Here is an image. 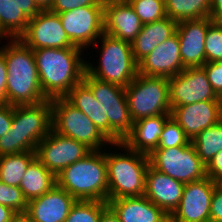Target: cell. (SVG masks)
<instances>
[{"mask_svg": "<svg viewBox=\"0 0 222 222\" xmlns=\"http://www.w3.org/2000/svg\"><path fill=\"white\" fill-rule=\"evenodd\" d=\"M84 51L82 48L33 50L40 86L48 99L65 97L75 85L83 81L88 56L83 57Z\"/></svg>", "mask_w": 222, "mask_h": 222, "instance_id": "obj_1", "label": "cell"}, {"mask_svg": "<svg viewBox=\"0 0 222 222\" xmlns=\"http://www.w3.org/2000/svg\"><path fill=\"white\" fill-rule=\"evenodd\" d=\"M0 45L7 67V103L16 106L48 100L40 86L33 50L19 38L9 39L4 46Z\"/></svg>", "mask_w": 222, "mask_h": 222, "instance_id": "obj_2", "label": "cell"}, {"mask_svg": "<svg viewBox=\"0 0 222 222\" xmlns=\"http://www.w3.org/2000/svg\"><path fill=\"white\" fill-rule=\"evenodd\" d=\"M112 147L114 151L111 150ZM114 147L123 153L118 152ZM109 148L104 149L108 201L123 197L144 196L145 176L150 165L149 156L130 149L124 142L111 143Z\"/></svg>", "mask_w": 222, "mask_h": 222, "instance_id": "obj_3", "label": "cell"}, {"mask_svg": "<svg viewBox=\"0 0 222 222\" xmlns=\"http://www.w3.org/2000/svg\"><path fill=\"white\" fill-rule=\"evenodd\" d=\"M52 130L51 99L37 104L13 106L9 131L0 137V156L35 151Z\"/></svg>", "mask_w": 222, "mask_h": 222, "instance_id": "obj_4", "label": "cell"}, {"mask_svg": "<svg viewBox=\"0 0 222 222\" xmlns=\"http://www.w3.org/2000/svg\"><path fill=\"white\" fill-rule=\"evenodd\" d=\"M57 185L76 200L108 201L105 152L91 151L67 166L57 177Z\"/></svg>", "mask_w": 222, "mask_h": 222, "instance_id": "obj_5", "label": "cell"}, {"mask_svg": "<svg viewBox=\"0 0 222 222\" xmlns=\"http://www.w3.org/2000/svg\"><path fill=\"white\" fill-rule=\"evenodd\" d=\"M99 39L92 46L101 44L98 49L100 55L96 60L99 62L96 65L95 62H89L88 58L86 72L90 76L126 88L138 74V64L134 60L131 43L105 33Z\"/></svg>", "mask_w": 222, "mask_h": 222, "instance_id": "obj_6", "label": "cell"}, {"mask_svg": "<svg viewBox=\"0 0 222 222\" xmlns=\"http://www.w3.org/2000/svg\"><path fill=\"white\" fill-rule=\"evenodd\" d=\"M125 94L133 122L171 113L168 78L138 73L125 88Z\"/></svg>", "mask_w": 222, "mask_h": 222, "instance_id": "obj_7", "label": "cell"}, {"mask_svg": "<svg viewBox=\"0 0 222 222\" xmlns=\"http://www.w3.org/2000/svg\"><path fill=\"white\" fill-rule=\"evenodd\" d=\"M51 103L53 131L83 143L91 151L104 150L111 144L91 119L65 97L53 98Z\"/></svg>", "mask_w": 222, "mask_h": 222, "instance_id": "obj_8", "label": "cell"}, {"mask_svg": "<svg viewBox=\"0 0 222 222\" xmlns=\"http://www.w3.org/2000/svg\"><path fill=\"white\" fill-rule=\"evenodd\" d=\"M83 82L91 89L97 102L103 105L108 118V140L111 143L123 142L133 128L125 88L90 76L87 72Z\"/></svg>", "mask_w": 222, "mask_h": 222, "instance_id": "obj_9", "label": "cell"}, {"mask_svg": "<svg viewBox=\"0 0 222 222\" xmlns=\"http://www.w3.org/2000/svg\"><path fill=\"white\" fill-rule=\"evenodd\" d=\"M150 165L184 184L201 180L206 175V165L191 143L172 148H157L149 155Z\"/></svg>", "mask_w": 222, "mask_h": 222, "instance_id": "obj_10", "label": "cell"}, {"mask_svg": "<svg viewBox=\"0 0 222 222\" xmlns=\"http://www.w3.org/2000/svg\"><path fill=\"white\" fill-rule=\"evenodd\" d=\"M62 26L77 47H90L104 33V6H83L59 13Z\"/></svg>", "mask_w": 222, "mask_h": 222, "instance_id": "obj_11", "label": "cell"}, {"mask_svg": "<svg viewBox=\"0 0 222 222\" xmlns=\"http://www.w3.org/2000/svg\"><path fill=\"white\" fill-rule=\"evenodd\" d=\"M171 109L202 101H218L203 67H187L168 78Z\"/></svg>", "mask_w": 222, "mask_h": 222, "instance_id": "obj_12", "label": "cell"}, {"mask_svg": "<svg viewBox=\"0 0 222 222\" xmlns=\"http://www.w3.org/2000/svg\"><path fill=\"white\" fill-rule=\"evenodd\" d=\"M36 158L56 177L70 164L83 159L91 150L75 139L51 130L36 147Z\"/></svg>", "mask_w": 222, "mask_h": 222, "instance_id": "obj_13", "label": "cell"}, {"mask_svg": "<svg viewBox=\"0 0 222 222\" xmlns=\"http://www.w3.org/2000/svg\"><path fill=\"white\" fill-rule=\"evenodd\" d=\"M19 39L32 50L41 48H80L68 38L59 14L41 10L30 18L26 31Z\"/></svg>", "mask_w": 222, "mask_h": 222, "instance_id": "obj_14", "label": "cell"}, {"mask_svg": "<svg viewBox=\"0 0 222 222\" xmlns=\"http://www.w3.org/2000/svg\"><path fill=\"white\" fill-rule=\"evenodd\" d=\"M216 182L209 177L186 183L169 222H210L211 198Z\"/></svg>", "mask_w": 222, "mask_h": 222, "instance_id": "obj_15", "label": "cell"}, {"mask_svg": "<svg viewBox=\"0 0 222 222\" xmlns=\"http://www.w3.org/2000/svg\"><path fill=\"white\" fill-rule=\"evenodd\" d=\"M211 17L177 22L176 33L180 44L183 66L202 67L205 64V38Z\"/></svg>", "mask_w": 222, "mask_h": 222, "instance_id": "obj_16", "label": "cell"}, {"mask_svg": "<svg viewBox=\"0 0 222 222\" xmlns=\"http://www.w3.org/2000/svg\"><path fill=\"white\" fill-rule=\"evenodd\" d=\"M184 69L176 32L152 50L138 64V73L164 78H171Z\"/></svg>", "mask_w": 222, "mask_h": 222, "instance_id": "obj_17", "label": "cell"}, {"mask_svg": "<svg viewBox=\"0 0 222 222\" xmlns=\"http://www.w3.org/2000/svg\"><path fill=\"white\" fill-rule=\"evenodd\" d=\"M142 22L127 0H105L104 33L131 43L142 29Z\"/></svg>", "mask_w": 222, "mask_h": 222, "instance_id": "obj_18", "label": "cell"}, {"mask_svg": "<svg viewBox=\"0 0 222 222\" xmlns=\"http://www.w3.org/2000/svg\"><path fill=\"white\" fill-rule=\"evenodd\" d=\"M170 115L184 130L190 141L204 129L221 121L218 101H202L173 107Z\"/></svg>", "mask_w": 222, "mask_h": 222, "instance_id": "obj_19", "label": "cell"}, {"mask_svg": "<svg viewBox=\"0 0 222 222\" xmlns=\"http://www.w3.org/2000/svg\"><path fill=\"white\" fill-rule=\"evenodd\" d=\"M185 184L164 174L151 165L145 176L144 196L161 208L168 216L178 207Z\"/></svg>", "mask_w": 222, "mask_h": 222, "instance_id": "obj_20", "label": "cell"}, {"mask_svg": "<svg viewBox=\"0 0 222 222\" xmlns=\"http://www.w3.org/2000/svg\"><path fill=\"white\" fill-rule=\"evenodd\" d=\"M77 200L55 185L42 196L28 201L26 213L32 222H64Z\"/></svg>", "mask_w": 222, "mask_h": 222, "instance_id": "obj_21", "label": "cell"}, {"mask_svg": "<svg viewBox=\"0 0 222 222\" xmlns=\"http://www.w3.org/2000/svg\"><path fill=\"white\" fill-rule=\"evenodd\" d=\"M121 222H169V216L145 196L107 201Z\"/></svg>", "mask_w": 222, "mask_h": 222, "instance_id": "obj_22", "label": "cell"}, {"mask_svg": "<svg viewBox=\"0 0 222 222\" xmlns=\"http://www.w3.org/2000/svg\"><path fill=\"white\" fill-rule=\"evenodd\" d=\"M170 117L159 115L133 122L132 131L123 142L130 149L149 156L157 149L163 126Z\"/></svg>", "mask_w": 222, "mask_h": 222, "instance_id": "obj_23", "label": "cell"}, {"mask_svg": "<svg viewBox=\"0 0 222 222\" xmlns=\"http://www.w3.org/2000/svg\"><path fill=\"white\" fill-rule=\"evenodd\" d=\"M176 26L177 22L169 17L144 24L140 33L131 42L135 62L139 64L152 50L171 37L176 31Z\"/></svg>", "mask_w": 222, "mask_h": 222, "instance_id": "obj_24", "label": "cell"}, {"mask_svg": "<svg viewBox=\"0 0 222 222\" xmlns=\"http://www.w3.org/2000/svg\"><path fill=\"white\" fill-rule=\"evenodd\" d=\"M65 98L88 116L98 130L108 139V118L102 107L103 105L97 102L91 89L83 81L75 85Z\"/></svg>", "mask_w": 222, "mask_h": 222, "instance_id": "obj_25", "label": "cell"}, {"mask_svg": "<svg viewBox=\"0 0 222 222\" xmlns=\"http://www.w3.org/2000/svg\"><path fill=\"white\" fill-rule=\"evenodd\" d=\"M55 185L56 176L35 157L28 165L19 188L28 202L50 191Z\"/></svg>", "mask_w": 222, "mask_h": 222, "instance_id": "obj_26", "label": "cell"}, {"mask_svg": "<svg viewBox=\"0 0 222 222\" xmlns=\"http://www.w3.org/2000/svg\"><path fill=\"white\" fill-rule=\"evenodd\" d=\"M165 11L176 22L211 17V0H165Z\"/></svg>", "mask_w": 222, "mask_h": 222, "instance_id": "obj_27", "label": "cell"}, {"mask_svg": "<svg viewBox=\"0 0 222 222\" xmlns=\"http://www.w3.org/2000/svg\"><path fill=\"white\" fill-rule=\"evenodd\" d=\"M35 157V151L0 156V181L19 187L28 165Z\"/></svg>", "mask_w": 222, "mask_h": 222, "instance_id": "obj_28", "label": "cell"}, {"mask_svg": "<svg viewBox=\"0 0 222 222\" xmlns=\"http://www.w3.org/2000/svg\"><path fill=\"white\" fill-rule=\"evenodd\" d=\"M29 20L13 0H0V28L9 39L19 38L26 31Z\"/></svg>", "mask_w": 222, "mask_h": 222, "instance_id": "obj_29", "label": "cell"}, {"mask_svg": "<svg viewBox=\"0 0 222 222\" xmlns=\"http://www.w3.org/2000/svg\"><path fill=\"white\" fill-rule=\"evenodd\" d=\"M191 142L201 161L207 165L218 152L222 151V121L204 129Z\"/></svg>", "mask_w": 222, "mask_h": 222, "instance_id": "obj_30", "label": "cell"}, {"mask_svg": "<svg viewBox=\"0 0 222 222\" xmlns=\"http://www.w3.org/2000/svg\"><path fill=\"white\" fill-rule=\"evenodd\" d=\"M108 203L97 200H77L64 222H99Z\"/></svg>", "mask_w": 222, "mask_h": 222, "instance_id": "obj_31", "label": "cell"}, {"mask_svg": "<svg viewBox=\"0 0 222 222\" xmlns=\"http://www.w3.org/2000/svg\"><path fill=\"white\" fill-rule=\"evenodd\" d=\"M142 24L161 20L166 16L165 0H127Z\"/></svg>", "mask_w": 222, "mask_h": 222, "instance_id": "obj_32", "label": "cell"}, {"mask_svg": "<svg viewBox=\"0 0 222 222\" xmlns=\"http://www.w3.org/2000/svg\"><path fill=\"white\" fill-rule=\"evenodd\" d=\"M222 62V20H213L205 38V63Z\"/></svg>", "mask_w": 222, "mask_h": 222, "instance_id": "obj_33", "label": "cell"}, {"mask_svg": "<svg viewBox=\"0 0 222 222\" xmlns=\"http://www.w3.org/2000/svg\"><path fill=\"white\" fill-rule=\"evenodd\" d=\"M191 143L184 130L171 117L165 122L157 148H172Z\"/></svg>", "mask_w": 222, "mask_h": 222, "instance_id": "obj_34", "label": "cell"}, {"mask_svg": "<svg viewBox=\"0 0 222 222\" xmlns=\"http://www.w3.org/2000/svg\"><path fill=\"white\" fill-rule=\"evenodd\" d=\"M0 204L10 207L15 212H26L28 202L19 187L0 181Z\"/></svg>", "mask_w": 222, "mask_h": 222, "instance_id": "obj_35", "label": "cell"}, {"mask_svg": "<svg viewBox=\"0 0 222 222\" xmlns=\"http://www.w3.org/2000/svg\"><path fill=\"white\" fill-rule=\"evenodd\" d=\"M105 0H53L49 11L59 14L83 6H104Z\"/></svg>", "mask_w": 222, "mask_h": 222, "instance_id": "obj_36", "label": "cell"}, {"mask_svg": "<svg viewBox=\"0 0 222 222\" xmlns=\"http://www.w3.org/2000/svg\"><path fill=\"white\" fill-rule=\"evenodd\" d=\"M216 95L222 94V62H207L202 66Z\"/></svg>", "mask_w": 222, "mask_h": 222, "instance_id": "obj_37", "label": "cell"}, {"mask_svg": "<svg viewBox=\"0 0 222 222\" xmlns=\"http://www.w3.org/2000/svg\"><path fill=\"white\" fill-rule=\"evenodd\" d=\"M210 222H222V182H216L211 198Z\"/></svg>", "mask_w": 222, "mask_h": 222, "instance_id": "obj_38", "label": "cell"}, {"mask_svg": "<svg viewBox=\"0 0 222 222\" xmlns=\"http://www.w3.org/2000/svg\"><path fill=\"white\" fill-rule=\"evenodd\" d=\"M206 175L215 182H222V151L206 165Z\"/></svg>", "mask_w": 222, "mask_h": 222, "instance_id": "obj_39", "label": "cell"}, {"mask_svg": "<svg viewBox=\"0 0 222 222\" xmlns=\"http://www.w3.org/2000/svg\"><path fill=\"white\" fill-rule=\"evenodd\" d=\"M13 120V106L8 103H0V137L11 128Z\"/></svg>", "mask_w": 222, "mask_h": 222, "instance_id": "obj_40", "label": "cell"}, {"mask_svg": "<svg viewBox=\"0 0 222 222\" xmlns=\"http://www.w3.org/2000/svg\"><path fill=\"white\" fill-rule=\"evenodd\" d=\"M7 67L4 54L0 51V103H7Z\"/></svg>", "mask_w": 222, "mask_h": 222, "instance_id": "obj_41", "label": "cell"}, {"mask_svg": "<svg viewBox=\"0 0 222 222\" xmlns=\"http://www.w3.org/2000/svg\"><path fill=\"white\" fill-rule=\"evenodd\" d=\"M19 8L25 13L30 19L37 15L41 9L35 3V0H13Z\"/></svg>", "mask_w": 222, "mask_h": 222, "instance_id": "obj_42", "label": "cell"}, {"mask_svg": "<svg viewBox=\"0 0 222 222\" xmlns=\"http://www.w3.org/2000/svg\"><path fill=\"white\" fill-rule=\"evenodd\" d=\"M211 18L222 20V0H211Z\"/></svg>", "mask_w": 222, "mask_h": 222, "instance_id": "obj_43", "label": "cell"}, {"mask_svg": "<svg viewBox=\"0 0 222 222\" xmlns=\"http://www.w3.org/2000/svg\"><path fill=\"white\" fill-rule=\"evenodd\" d=\"M15 213L10 207L0 204V222H10Z\"/></svg>", "mask_w": 222, "mask_h": 222, "instance_id": "obj_44", "label": "cell"}, {"mask_svg": "<svg viewBox=\"0 0 222 222\" xmlns=\"http://www.w3.org/2000/svg\"><path fill=\"white\" fill-rule=\"evenodd\" d=\"M99 222H121L116 214L108 207L101 215Z\"/></svg>", "mask_w": 222, "mask_h": 222, "instance_id": "obj_45", "label": "cell"}, {"mask_svg": "<svg viewBox=\"0 0 222 222\" xmlns=\"http://www.w3.org/2000/svg\"><path fill=\"white\" fill-rule=\"evenodd\" d=\"M10 222H32V221L30 220V217L26 212H16L10 219Z\"/></svg>", "mask_w": 222, "mask_h": 222, "instance_id": "obj_46", "label": "cell"}, {"mask_svg": "<svg viewBox=\"0 0 222 222\" xmlns=\"http://www.w3.org/2000/svg\"><path fill=\"white\" fill-rule=\"evenodd\" d=\"M53 0H35V3L41 10H49Z\"/></svg>", "mask_w": 222, "mask_h": 222, "instance_id": "obj_47", "label": "cell"}, {"mask_svg": "<svg viewBox=\"0 0 222 222\" xmlns=\"http://www.w3.org/2000/svg\"><path fill=\"white\" fill-rule=\"evenodd\" d=\"M218 104H219V116L222 121V94L218 95Z\"/></svg>", "mask_w": 222, "mask_h": 222, "instance_id": "obj_48", "label": "cell"}, {"mask_svg": "<svg viewBox=\"0 0 222 222\" xmlns=\"http://www.w3.org/2000/svg\"><path fill=\"white\" fill-rule=\"evenodd\" d=\"M9 40V37L1 30V28H0V42H2L1 40L3 39V40ZM8 38V39H7Z\"/></svg>", "mask_w": 222, "mask_h": 222, "instance_id": "obj_49", "label": "cell"}]
</instances>
